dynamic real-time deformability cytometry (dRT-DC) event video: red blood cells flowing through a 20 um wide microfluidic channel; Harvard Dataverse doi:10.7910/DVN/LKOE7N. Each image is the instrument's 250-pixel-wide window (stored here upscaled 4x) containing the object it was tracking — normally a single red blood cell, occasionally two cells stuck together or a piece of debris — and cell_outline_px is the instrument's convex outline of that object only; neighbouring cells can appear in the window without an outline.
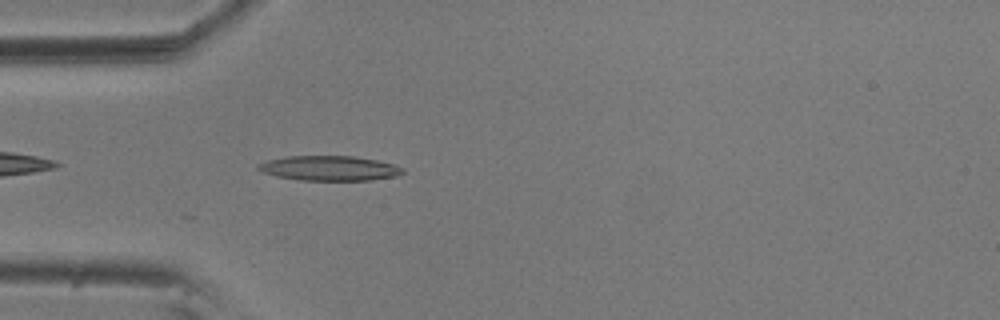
{"species": "common noctule bat (a hibernating species)", "species_latin": "Nyctalus noctula", "temperature_condition": "room temperature", "stored_images_in_passage": 32, "camera_frame_rate_fps": 3000, "um_per_image_px": 0.085, "animal": {"sex": "male", "body_mass_g": 20.5, "forearm_length_mm": 52.5}, "frame": {"image": 1, "passage_image": 3, "time_ms": 0.667, "image_size_px": [1000, 320], "cell_outline_px": [[404, 172], [396, 176], [372, 180], [300, 180], [276, 176], [264, 172], [256, 168], [256, 164], [268, 160], [288, 156], [352, 156], [376, 160], [392, 164], [404, 168]], "centroid_in_image_um": [27.99, 14.3], "position_along_channel_um": 57.0, "area_um2": 20.81}}
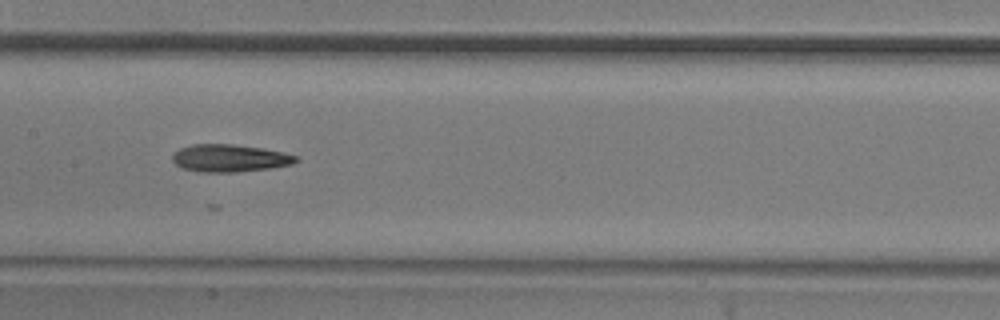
{"frame": {"image": 2, "passage_image": 14, "time_ms": 4.333, "image_size_px": [1000, 320], "cell_outline_px": [[300, 160], [292, 164], [268, 168], [236, 172], [200, 172], [184, 168], [176, 164], [172, 160], [172, 156], [180, 148], [192, 144], [232, 144], [264, 148], [284, 152], [296, 156]], "centroid_in_image_um": [19.54, 13.43], "position_along_channel_um": 187.9, "area_um2": 19.71}}
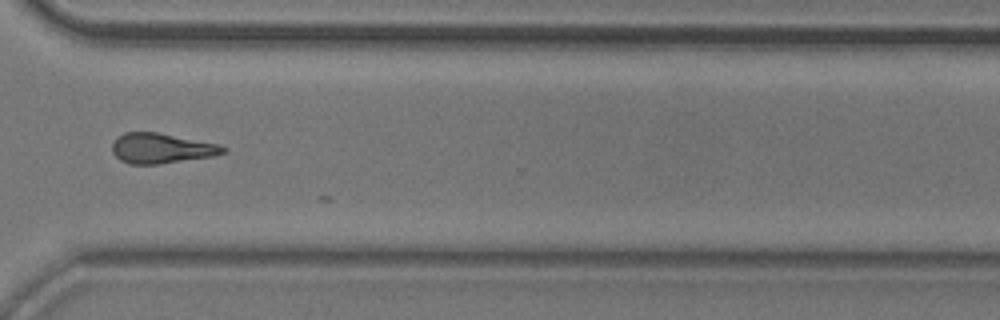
{"frame": {"image": 3, "passage_image": 28, "time_ms": 9.0, "image_size_px": [1000, 320], "cell_outline_px": [[228, 148], [224, 152], [212, 156], [160, 164], [128, 164], [120, 160], [112, 152], [112, 144], [116, 136], [124, 132], [156, 132], [220, 144]], "centroid_in_image_um": [13.69, 12.6], "position_along_channel_um": 356.9, "area_um2": 19.54}}